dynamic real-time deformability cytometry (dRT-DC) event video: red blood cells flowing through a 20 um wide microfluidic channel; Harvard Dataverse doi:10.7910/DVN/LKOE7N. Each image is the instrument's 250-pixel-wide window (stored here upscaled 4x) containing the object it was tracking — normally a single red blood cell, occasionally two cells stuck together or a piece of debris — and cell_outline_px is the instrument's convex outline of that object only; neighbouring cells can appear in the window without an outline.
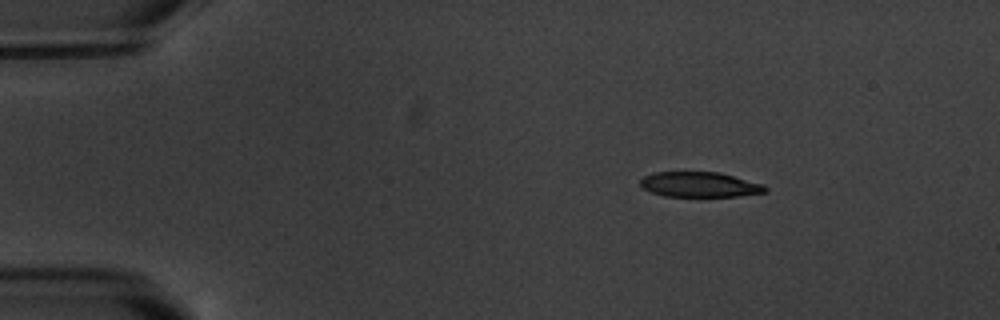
{"species": "common noctule bat (a hibernating species)", "species_latin": "Nyctalus noctula", "temperature_condition": "warm", "stored_images_in_passage": 7, "camera_frame_rate_fps": 3000, "um_per_image_px": 0.085, "animal": {"sex": "male", "body_mass_g": 20.1, "forearm_length_mm": 53.5}, "frame": {"image": 1, "passage_image": 2, "time_ms": 1.333, "image_size_px": [1000, 320], "cell_outline_px": [[768, 192], [736, 196], [664, 196], [652, 192], [644, 188], [640, 184], [640, 180], [644, 176], [656, 172], [720, 172], [764, 184], [768, 188]], "centroid_in_image_um": [59.51, 15.68], "position_along_channel_um": 25.5, "area_um2": 18.26}}
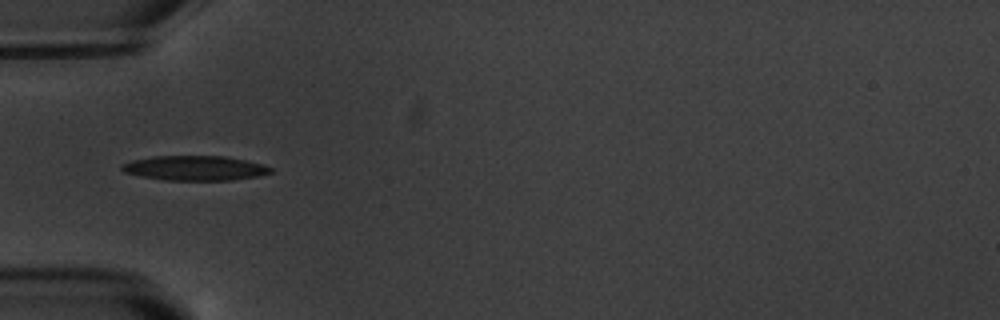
{"frame": {"image": 2, "passage_image": 5, "time_ms": 4.667, "image_size_px": [1000, 320], "cell_outline_px": [[272, 172], [256, 176], [232, 180], [164, 180], [140, 176], [124, 172], [120, 168], [120, 164], [132, 160], [152, 156], [224, 156], [264, 164], [272, 168]], "centroid_in_image_um": [16.52, 14.28], "position_along_channel_um": 68.5, "area_um2": 21.44}}